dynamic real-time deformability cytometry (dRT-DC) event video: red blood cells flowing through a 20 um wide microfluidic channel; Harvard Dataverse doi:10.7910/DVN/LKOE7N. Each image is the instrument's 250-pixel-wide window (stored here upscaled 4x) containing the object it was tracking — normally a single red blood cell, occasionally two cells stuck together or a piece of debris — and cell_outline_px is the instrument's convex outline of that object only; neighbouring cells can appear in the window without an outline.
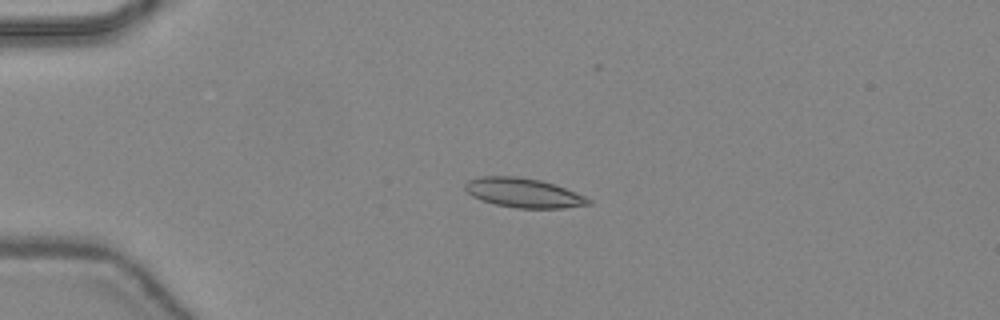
{"species": "common noctule bat (a hibernating species)", "species_latin": "Nyctalus noctula", "temperature_condition": "warm", "stored_images_in_passage": 36, "camera_frame_rate_fps": 3000, "um_per_image_px": 0.085, "animal": {"sex": "female", "body_mass_g": 24.6, "forearm_length_mm": 56.2}, "frame": {"image": 1, "passage_image": 1, "time_ms": 0.0, "image_size_px": [1000, 320], "cell_outline_px": [[592, 204], [564, 208], [516, 208], [496, 204], [472, 196], [464, 188], [464, 184], [468, 180], [480, 176], [516, 176], [540, 180], [564, 188], [584, 196], [592, 200]], "centroid_in_image_um": [44.49, 16.39], "position_along_channel_um": 40.5, "area_um2": 20.92}}
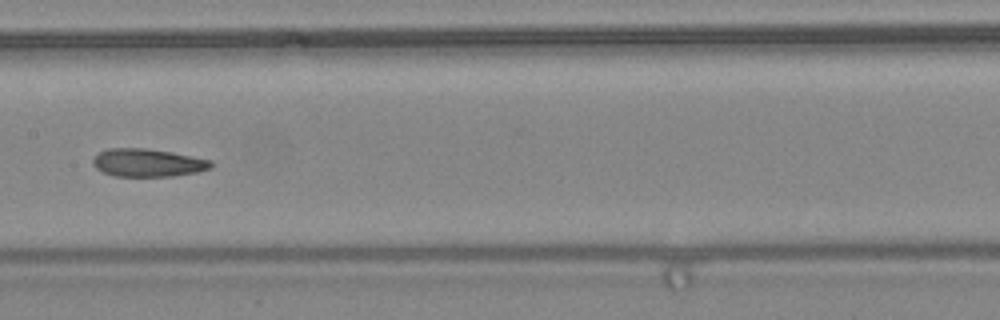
{"frame": {"image": 2, "passage_image": 14, "time_ms": 4.333, "image_size_px": [1000, 320], "cell_outline_px": [[212, 168], [196, 172], [172, 176], [116, 176], [104, 172], [96, 168], [92, 164], [92, 160], [100, 152], [108, 148], [148, 148], [172, 152], [212, 160]], "centroid_in_image_um": [12.57, 13.82], "position_along_channel_um": 194.8, "area_um2": 19.19}}
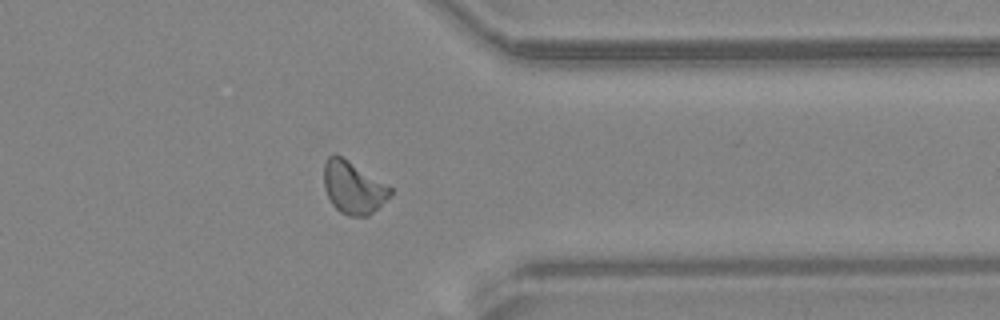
{"frame": {"image": 3, "passage_image": 27, "time_ms": 8.667, "image_size_px": [1000, 320], "cell_outline_px": [[392, 192], [368, 216], [348, 216], [340, 212], [332, 204], [324, 188], [324, 164], [328, 156], [332, 152], [336, 152], [392, 188]], "centroid_in_image_um": [29.97, 15.91], "position_along_channel_um": 381.4, "area_um2": 20.06}, "authors_computed_cell_mechanics": {"area_um2": 19.7387, "velocity_mm_per_s": 4.4345, "shape_relaxation_time_tau1_ms": null, "shape_relaxation_time_tau2_ms": 2.2816, "deformation_change_tau1": null, "deformation_change_tau2": 0.092}}